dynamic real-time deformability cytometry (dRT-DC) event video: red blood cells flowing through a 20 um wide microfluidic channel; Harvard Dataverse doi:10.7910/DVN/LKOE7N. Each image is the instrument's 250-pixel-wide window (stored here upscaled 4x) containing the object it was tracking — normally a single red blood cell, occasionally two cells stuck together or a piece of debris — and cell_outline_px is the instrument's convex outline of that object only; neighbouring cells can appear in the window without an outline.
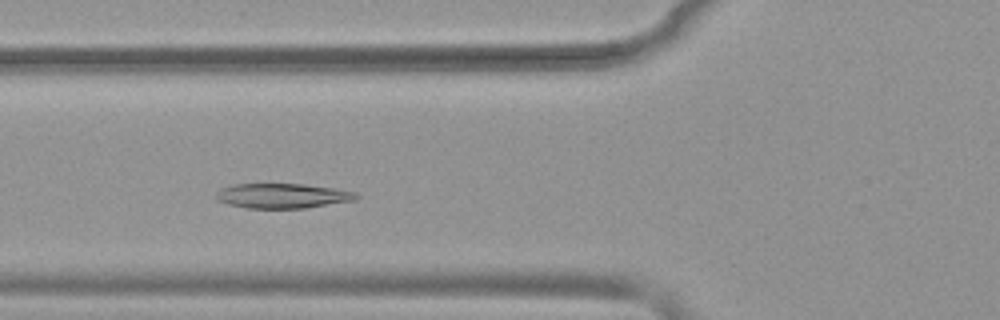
{"species": "common noctule bat (a hibernating species)", "species_latin": "Nyctalus noctula", "temperature_condition": "warm", "stored_images_in_passage": 46, "camera_frame_rate_fps": 3000, "um_per_image_px": 0.085, "animal": {"sex": "female", "body_mass_g": 19.9}, "frame": {"image": 1, "passage_image": 13, "time_ms": 4.0, "image_size_px": [1000, 320], "cell_outline_px": [[360, 196], [356, 200], [304, 208], [244, 208], [228, 204], [216, 200], [216, 192], [220, 188], [232, 184], [304, 184], [332, 188], [356, 192]], "centroid_in_image_um": [23.98, 16.64], "position_along_channel_um": 101.8, "area_um2": 20.35}}
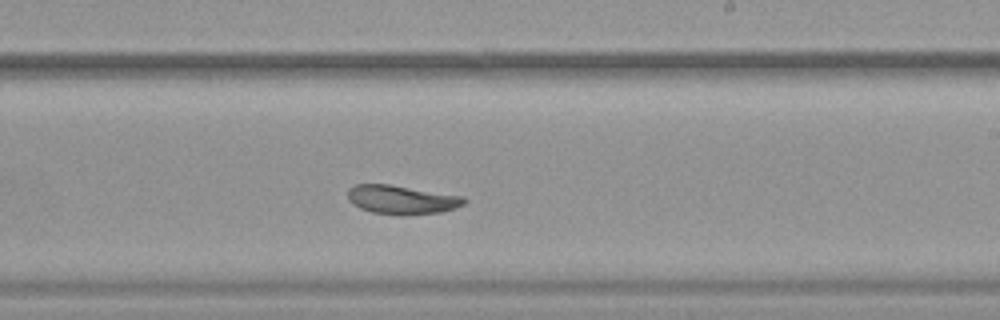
{"frame": {"image": 2, "passage_image": 25, "time_ms": 8.0, "image_size_px": [1000, 320], "cell_outline_px": [[468, 200], [464, 204], [440, 212], [400, 216], [372, 212], [360, 208], [352, 204], [348, 200], [348, 188], [356, 184], [388, 184], [464, 196]], "centroid_in_image_um": [34.12, 16.97], "position_along_channel_um": 254.9, "area_um2": 19.65}}
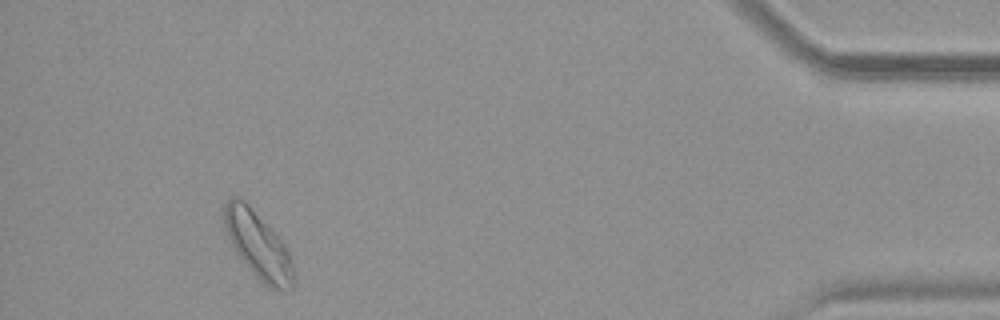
{"frame": {"image": 3, "passage_image": 42, "time_ms": 13.667, "image_size_px": [1000, 320], "cell_outline_px": [[292, 292], [280, 292], [264, 284], [252, 272], [236, 252], [224, 228], [224, 204], [228, 200], [240, 196], [272, 228], [288, 248], [292, 260]], "centroid_in_image_um": [21.96, 20.85], "position_along_channel_um": 413.2, "area_um2": 26.93}, "authors_computed_cell_mechanics": {"area_um2": 21.4727, "velocity_mm_per_s": 3.8378, "shape_relaxation_time_tau1_ms": 6.475, "shape_relaxation_time_tau2_ms": 3.6153, "deformation_change_tau1": 0.1891, "deformation_change_tau2": 0.0817}}